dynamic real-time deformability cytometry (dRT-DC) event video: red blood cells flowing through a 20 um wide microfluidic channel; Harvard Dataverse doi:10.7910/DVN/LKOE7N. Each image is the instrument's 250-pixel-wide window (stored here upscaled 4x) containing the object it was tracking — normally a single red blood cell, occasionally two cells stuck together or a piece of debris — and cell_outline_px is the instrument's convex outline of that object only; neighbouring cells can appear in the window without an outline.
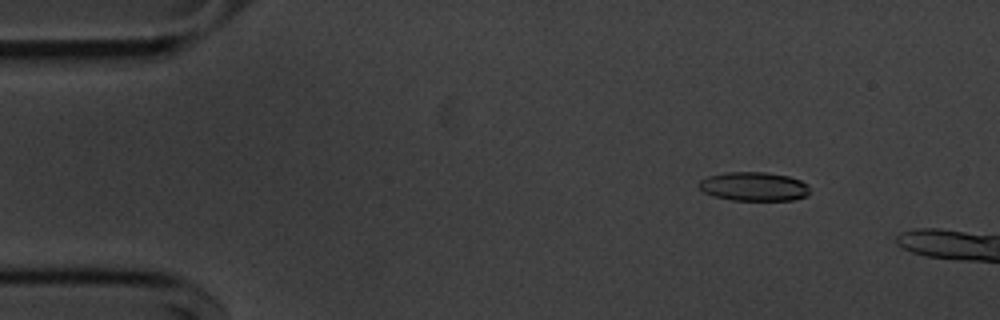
{"species": "common noctule bat (a hibernating species)", "species_latin": "Nyctalus noctula", "temperature_condition": "cold", "stored_images_in_passage": 12, "camera_frame_rate_fps": 3000, "um_per_image_px": 0.085, "animal": {"sex": "male", "body_mass_g": 20.1, "forearm_length_mm": 53.5}, "frame": {"image": 1, "passage_image": 7, "time_ms": 2.0, "image_size_px": [1000, 320], "cell_outline_px": [[808, 192], [804, 196], [792, 200], [732, 200], [712, 196], [704, 192], [696, 184], [700, 180], [708, 176], [728, 172], [764, 172], [788, 176], [800, 180], [808, 184]], "centroid_in_image_um": [64.03, 15.85], "position_along_channel_um": 21.0, "area_um2": 18.61}}